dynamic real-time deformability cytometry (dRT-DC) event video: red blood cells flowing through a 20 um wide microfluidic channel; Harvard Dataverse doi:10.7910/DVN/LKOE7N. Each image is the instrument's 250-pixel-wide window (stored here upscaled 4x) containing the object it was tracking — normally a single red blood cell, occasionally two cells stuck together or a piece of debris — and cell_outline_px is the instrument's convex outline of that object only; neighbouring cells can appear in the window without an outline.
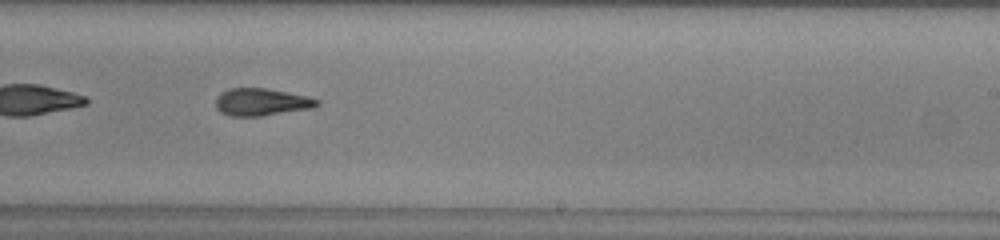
{"species": "common noctule bat (a hibernating species)", "species_latin": "Nyctalus noctula", "temperature_condition": "warm", "stored_images_in_passage": 50, "segment_of_instrument_passage": [2, 2], "camera_frame_rate_fps": 3000, "um_per_image_px": 0.085, "animal": {"sex": "male", "body_mass_g": 13.0, "forearm_length_mm": 53.1}, "frame": {"image": 1, "passage_image": 30, "time_ms": 9.667, "image_size_px": [1000, 240], "cell_outline_px": [[320, 104], [312, 108], [260, 116], [232, 116], [220, 112], [216, 108], [216, 96], [220, 92], [228, 88], [268, 88], [308, 96], [320, 100]], "centroid_in_image_um": [22.21, 8.66], "position_along_channel_um": 266.8, "area_um2": 16.3}}
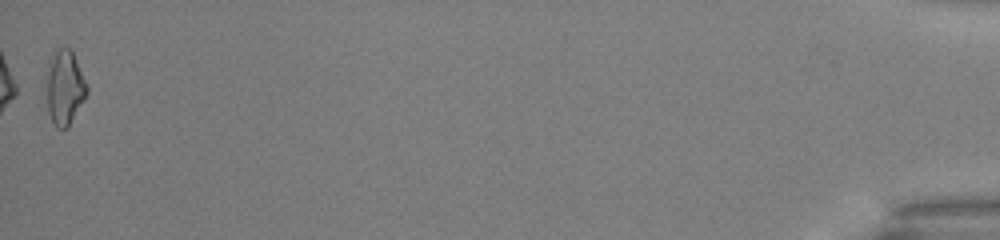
{"frame": {"image": 2, "passage_image": 50, "time_ms": 16.333, "image_size_px": [1000, 240], "cell_outline_px": [[88, 92], [68, 128], [56, 128], [48, 112], [48, 60], [52, 52], [56, 48], [72, 48], [88, 88]], "centroid_in_image_um": [5.51, 7.4], "position_along_channel_um": 429.7, "area_um2": 17.46}}